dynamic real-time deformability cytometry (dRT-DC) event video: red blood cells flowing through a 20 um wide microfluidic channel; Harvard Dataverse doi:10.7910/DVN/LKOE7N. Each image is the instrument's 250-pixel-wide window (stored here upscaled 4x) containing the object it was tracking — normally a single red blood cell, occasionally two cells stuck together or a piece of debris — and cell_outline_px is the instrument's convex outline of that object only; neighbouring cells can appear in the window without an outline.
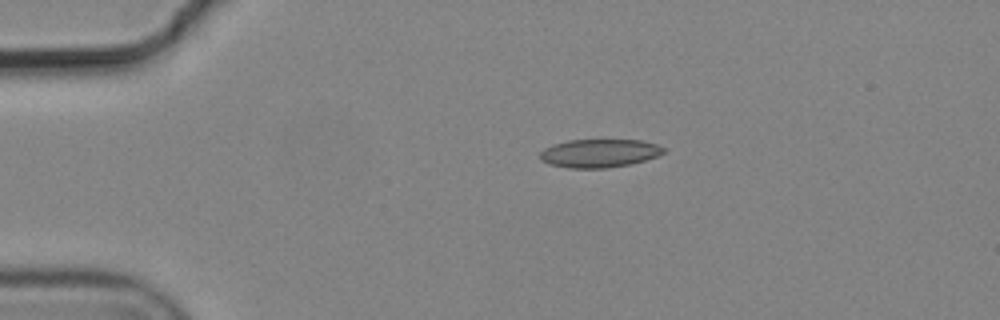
{"species": "common noctule bat (a hibernating species)", "species_latin": "Nyctalus noctula", "temperature_condition": "cold", "stored_images_in_passage": 6, "camera_frame_rate_fps": 3000, "um_per_image_px": 0.085, "animal": {"sex": "male", "body_mass_g": 19.2, "forearm_length_mm": 51.8}, "frame": {"image": 1, "passage_image": 1, "time_ms": 0.0, "image_size_px": [1000, 320], "cell_outline_px": [[664, 152], [656, 156], [644, 160], [628, 164], [604, 168], [568, 168], [548, 164], [540, 160], [540, 152], [544, 148], [552, 144], [568, 140], [640, 140], [656, 144], [664, 148]], "centroid_in_image_um": [50.87, 13.02], "position_along_channel_um": 34.1, "area_um2": 20.29}}
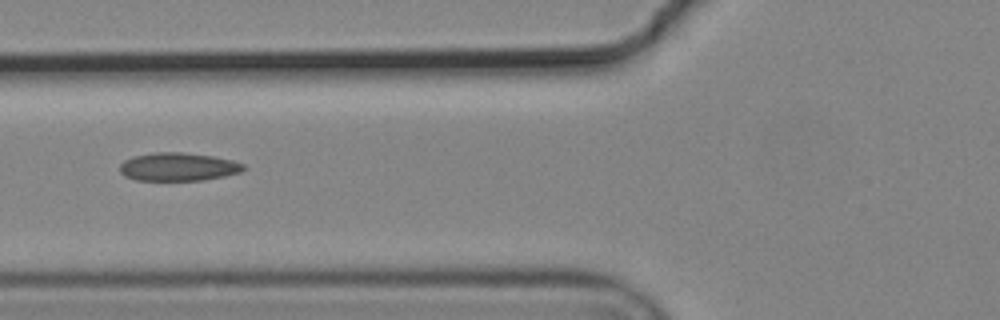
{"frame": {"image": 2, "passage_image": 4, "time_ms": 1.0, "image_size_px": [1000, 320], "cell_outline_px": [[248, 168], [240, 172], [224, 176], [204, 180], [136, 180], [124, 176], [120, 172], [120, 164], [124, 160], [132, 156], [152, 152], [180, 152], [212, 156], [232, 160], [244, 164]], "centroid_in_image_um": [15.14, 14.17], "position_along_channel_um": 110.7, "area_um2": 20.46}}
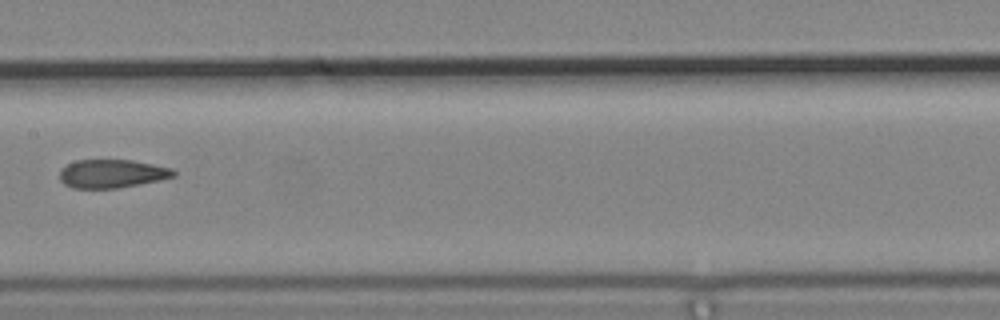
{"frame": {"image": 3, "passage_image": 6, "time_ms": 1.667, "image_size_px": [1000, 320], "cell_outline_px": [[176, 176], [160, 180], [116, 188], [72, 188], [64, 184], [60, 180], [60, 172], [68, 164], [76, 160], [132, 160], [172, 168], [176, 172]], "centroid_in_image_um": [9.53, 14.76], "position_along_channel_um": 197.9, "area_um2": 18.73}}